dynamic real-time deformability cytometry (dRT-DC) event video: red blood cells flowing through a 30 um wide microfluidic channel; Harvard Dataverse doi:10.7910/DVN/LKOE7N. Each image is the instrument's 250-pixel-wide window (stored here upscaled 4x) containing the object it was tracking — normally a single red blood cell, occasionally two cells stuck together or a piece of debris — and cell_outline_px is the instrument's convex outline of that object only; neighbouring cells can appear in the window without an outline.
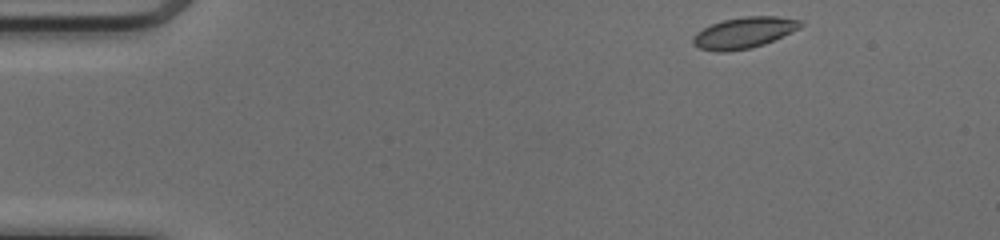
{"species": "common noctule bat (a hibernating species)", "species_latin": "Nyctalus noctula", "temperature_condition": "cold", "stored_images_in_passage": 45, "camera_frame_rate_fps": 3000, "um_per_image_px": 0.085, "animal": {"sex": "female", "body_mass_g": 17.0, "forearm_length_mm": 48.0}, "frame": {"image": 1, "passage_image": 1, "time_ms": 0.0, "image_size_px": [1000, 240], "cell_outline_px": [[804, 24], [800, 28], [792, 32], [764, 44], [752, 48], [728, 52], [716, 52], [700, 48], [692, 44], [692, 36], [696, 32], [712, 24], [724, 20], [744, 16], [776, 16], [800, 20]], "centroid_in_image_um": [63.22, 2.79], "position_along_channel_um": 21.8, "area_um2": 19.59}}
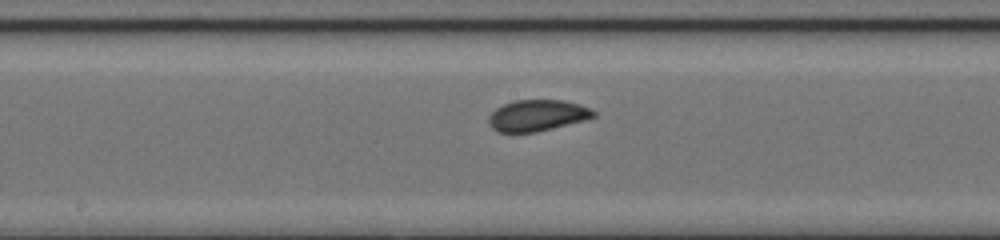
{"frame": {"image": 2, "passage_image": 21, "time_ms": 6.667, "image_size_px": [1000, 240], "cell_outline_px": [[596, 116], [584, 120], [536, 132], [496, 132], [488, 124], [488, 116], [496, 108], [504, 104], [516, 100], [564, 100], [580, 104], [592, 108], [596, 112]], "centroid_in_image_um": [45.67, 9.81], "position_along_channel_um": 202.5, "area_um2": 19.19}}
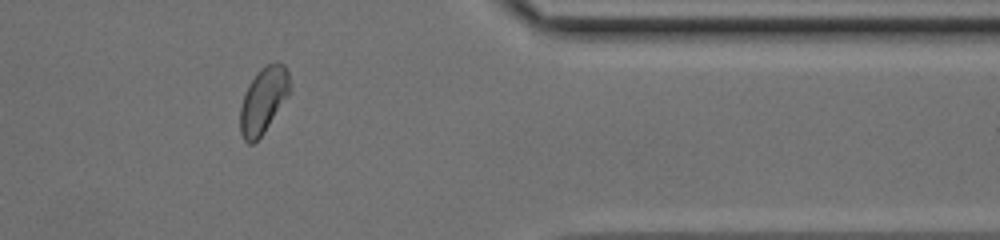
{"frame": {"image": 3, "passage_image": 36, "time_ms": 11.667, "image_size_px": [1000, 240], "cell_outline_px": [[292, 92], [264, 132], [252, 144], [248, 144], [244, 140], [240, 132], [240, 108], [244, 92], [256, 72], [264, 64], [276, 60], [284, 64], [288, 72]], "centroid_in_image_um": [22.41, 8.47], "position_along_channel_um": 389.0, "area_um2": 19.59}, "authors_computed_cell_mechanics": {"area_um2": 19.5942, "velocity_mm_per_s": 4.1008, "shape_relaxation_time_tau1_ms": 5.854, "shape_relaxation_time_tau2_ms": null, "deformation_change_tau1": 0.1406, "deformation_change_tau2": null}}